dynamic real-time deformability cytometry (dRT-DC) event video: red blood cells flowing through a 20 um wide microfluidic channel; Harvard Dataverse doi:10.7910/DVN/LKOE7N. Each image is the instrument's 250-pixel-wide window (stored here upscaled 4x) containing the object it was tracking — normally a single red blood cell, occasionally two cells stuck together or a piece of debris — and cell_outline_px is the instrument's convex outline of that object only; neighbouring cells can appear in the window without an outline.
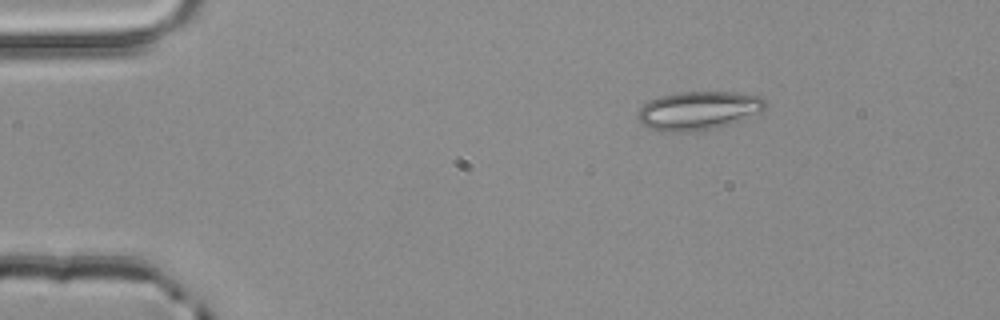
{"species": "common noctule bat (a hibernating species)", "species_latin": "Nyctalus noctula", "temperature_condition": "room temperature", "stored_images_in_passage": 3, "camera_frame_rate_fps": 3000, "um_per_image_px": 0.085, "animal": {"sex": "male", "body_mass_g": 20.4}, "frame": {"image": 1, "passage_image": 1, "time_ms": 0.0, "image_size_px": [1000, 320], "cell_outline_px": [[768, 104], [760, 112], [740, 120], [728, 124], [712, 128], [692, 132], [668, 132], [652, 128], [640, 124], [636, 116], [636, 112], [648, 100], [660, 96], [680, 92], [736, 92], [760, 96]], "centroid_in_image_um": [59.33, 9.39], "position_along_channel_um": 25.7, "area_um2": 28.67}}